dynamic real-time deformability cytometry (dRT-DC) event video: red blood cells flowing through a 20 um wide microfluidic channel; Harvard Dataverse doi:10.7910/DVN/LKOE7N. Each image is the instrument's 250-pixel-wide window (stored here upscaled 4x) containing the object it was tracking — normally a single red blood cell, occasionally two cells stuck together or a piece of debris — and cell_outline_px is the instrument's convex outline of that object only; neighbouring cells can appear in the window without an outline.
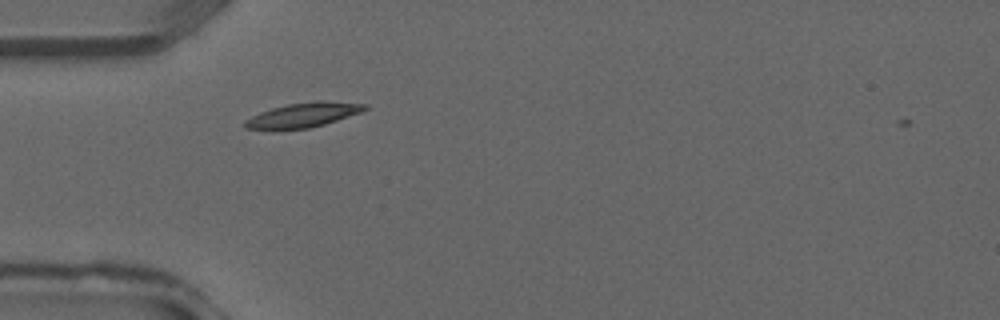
{"species": "common noctule bat (a hibernating species)", "species_latin": "Nyctalus noctula", "temperature_condition": "warm", "stored_images_in_passage": 2, "camera_frame_rate_fps": 3000, "um_per_image_px": 0.085, "animal": {"sex": "male", "forearm_length_mm": 52.5}, "frame": {"image": 1, "passage_image": 1, "time_ms": 0.0, "image_size_px": [1000, 320], "cell_outline_px": [[368, 108], [360, 112], [324, 124], [308, 128], [272, 132], [244, 128], [244, 120], [260, 112], [272, 108], [288, 104], [316, 100], [320, 100], [368, 104]], "centroid_in_image_um": [25.68, 9.81], "position_along_channel_um": 59.3, "area_um2": 17.63}}